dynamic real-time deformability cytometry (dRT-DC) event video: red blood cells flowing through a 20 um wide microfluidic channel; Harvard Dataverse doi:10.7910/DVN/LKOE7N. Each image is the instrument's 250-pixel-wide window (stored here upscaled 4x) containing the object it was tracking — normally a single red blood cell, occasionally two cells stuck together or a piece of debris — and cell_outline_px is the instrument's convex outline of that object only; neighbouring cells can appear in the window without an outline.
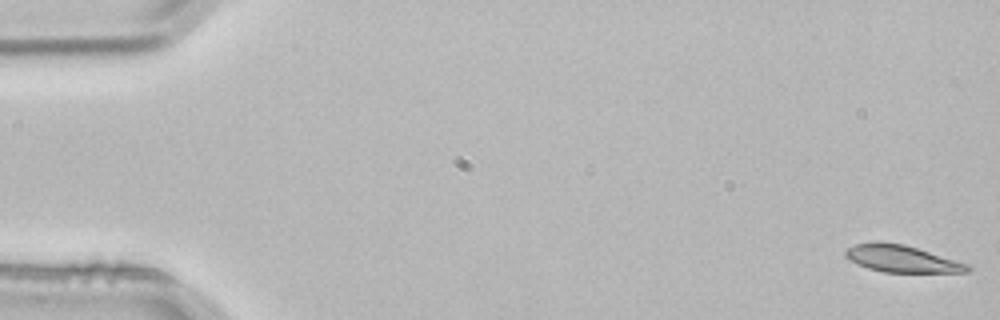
{"species": "common noctule bat (a hibernating species)", "species_latin": "Nyctalus noctula", "temperature_condition": "room temperature", "stored_images_in_passage": 53, "camera_frame_rate_fps": 3000, "um_per_image_px": 0.085, "animal": {"sex": "male", "body_mass_g": 21.5, "forearm_length_mm": 52.0}, "frame": {"image": 1, "passage_image": 1, "time_ms": 0.0, "image_size_px": [1000, 320], "cell_outline_px": [[972, 268], [968, 272], [884, 272], [868, 268], [844, 256], [844, 252], [848, 248], [856, 244], [872, 240], [880, 240], [904, 244], [972, 264]], "centroid_in_image_um": [76.7, 21.97], "position_along_channel_um": 8.3, "area_um2": 19.48}}
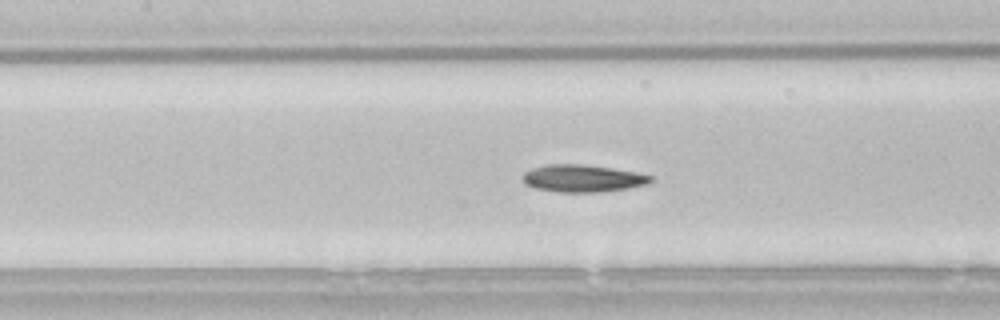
{"frame": {"image": 2, "passage_image": 24, "time_ms": 7.667, "image_size_px": [1000, 320], "cell_outline_px": [[656, 180], [648, 184], [628, 188], [600, 192], [556, 192], [536, 188], [528, 184], [520, 176], [524, 172], [532, 168], [548, 164], [580, 164], [636, 172], [652, 176]], "centroid_in_image_um": [49.54, 15.16], "position_along_channel_um": 157.9, "area_um2": 20.29}}
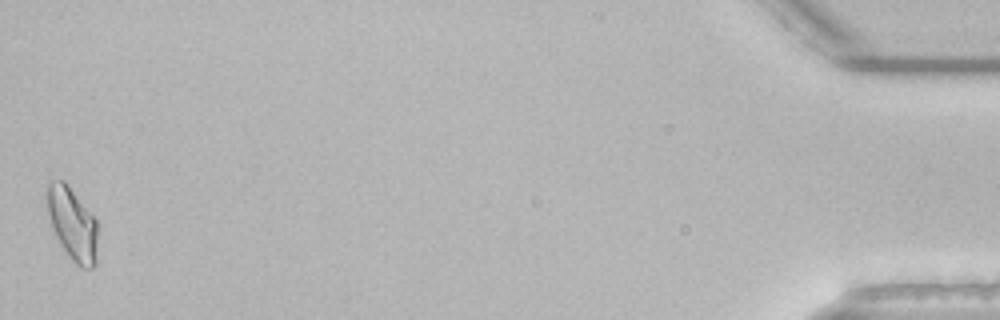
{"frame": {"image": 3, "passage_image": 53, "time_ms": 17.333, "image_size_px": [1000, 320], "cell_outline_px": [[96, 264], [92, 268], [80, 268], [72, 260], [60, 244], [52, 228], [48, 212], [48, 184], [52, 180], [64, 180], [68, 184], [96, 220]], "centroid_in_image_um": [6.16, 19.04], "position_along_channel_um": 429.0, "area_um2": 21.04}, "authors_computed_cell_mechanics": {"area_um2": 19.8832, "velocity_mm_per_s": 3.813, "shape_relaxation_time_tau1_ms": 5.1613, "shape_relaxation_time_tau2_ms": 4.726, "deformation_change_tau1": 0.1655, "deformation_change_tau2": 0.1207}}